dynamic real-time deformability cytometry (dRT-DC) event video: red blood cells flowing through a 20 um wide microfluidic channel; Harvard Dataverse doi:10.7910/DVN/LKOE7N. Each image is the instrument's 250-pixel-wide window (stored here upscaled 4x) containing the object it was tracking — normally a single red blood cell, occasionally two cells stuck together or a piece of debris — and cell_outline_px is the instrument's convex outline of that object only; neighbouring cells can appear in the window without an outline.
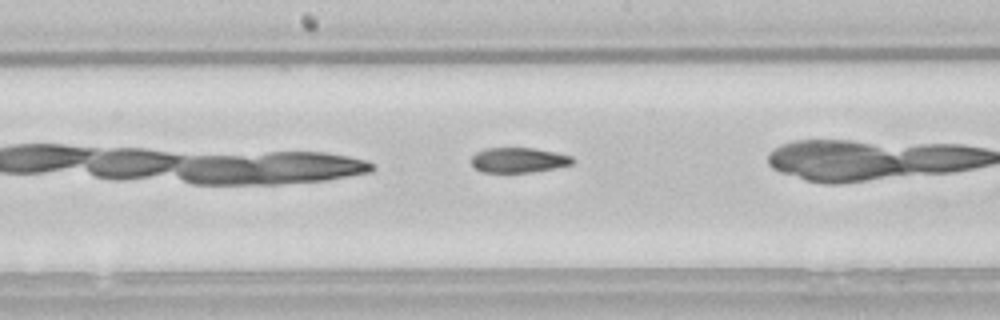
{"species": "common noctule bat (a hibernating species)", "species_latin": "Nyctalus noctula", "temperature_condition": "room temperature", "stored_images_in_passage": 26, "camera_frame_rate_fps": 3000, "um_per_image_px": 0.085, "animal": {"sex": "male", "body_mass_g": 21.5, "forearm_length_mm": 52.0}, "frame": {"image": 1, "passage_image": 12, "time_ms": 3.667, "image_size_px": [1000, 320], "cell_outline_px": [[576, 160], [572, 164], [556, 168], [532, 172], [484, 172], [476, 168], [472, 164], [472, 156], [476, 152], [484, 148], [536, 148], [556, 152], [572, 156]], "centroid_in_image_um": [44.12, 13.6], "position_along_channel_um": 204.1, "area_um2": 14.85}}